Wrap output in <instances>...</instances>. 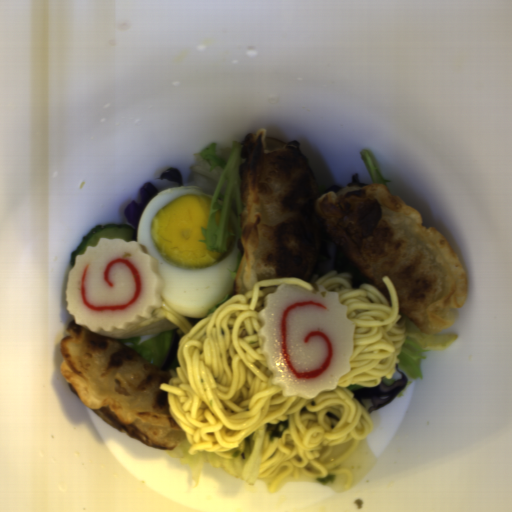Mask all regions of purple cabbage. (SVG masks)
Returning a JSON list of instances; mask_svg holds the SVG:
<instances>
[{
	"label": "purple cabbage",
	"instance_id": "c1f60e8f",
	"mask_svg": "<svg viewBox=\"0 0 512 512\" xmlns=\"http://www.w3.org/2000/svg\"><path fill=\"white\" fill-rule=\"evenodd\" d=\"M395 370L400 374V379L386 385L382 381L374 387H364L353 392V397L358 400L364 407L363 400H370L371 405L366 410L368 413L379 410L380 408L391 403L393 399L402 392L405 388L408 378L399 370L398 362L395 365Z\"/></svg>",
	"mask_w": 512,
	"mask_h": 512
},
{
	"label": "purple cabbage",
	"instance_id": "06f8d472",
	"mask_svg": "<svg viewBox=\"0 0 512 512\" xmlns=\"http://www.w3.org/2000/svg\"><path fill=\"white\" fill-rule=\"evenodd\" d=\"M351 183H360V181H359V175H358L357 173H356L355 175H353V176H352L350 184H351Z\"/></svg>",
	"mask_w": 512,
	"mask_h": 512
},
{
	"label": "purple cabbage",
	"instance_id": "9ea6ddef",
	"mask_svg": "<svg viewBox=\"0 0 512 512\" xmlns=\"http://www.w3.org/2000/svg\"><path fill=\"white\" fill-rule=\"evenodd\" d=\"M159 180H168L173 181L181 186H184L183 174L177 167H169L165 171L161 173V175L157 178Z\"/></svg>",
	"mask_w": 512,
	"mask_h": 512
},
{
	"label": "purple cabbage",
	"instance_id": "8b30caba",
	"mask_svg": "<svg viewBox=\"0 0 512 512\" xmlns=\"http://www.w3.org/2000/svg\"><path fill=\"white\" fill-rule=\"evenodd\" d=\"M341 189H343V188H342V187H340V186H338V185L330 186V187L326 190L325 194H326V193H328V192H334V193H335V192H337V191H339V190H341Z\"/></svg>",
	"mask_w": 512,
	"mask_h": 512
},
{
	"label": "purple cabbage",
	"instance_id": "f65ffa83",
	"mask_svg": "<svg viewBox=\"0 0 512 512\" xmlns=\"http://www.w3.org/2000/svg\"><path fill=\"white\" fill-rule=\"evenodd\" d=\"M336 254L337 245L322 230L318 243L315 264L311 275L306 281L309 283L310 281H312L314 276L318 278L319 276L326 272L333 271Z\"/></svg>",
	"mask_w": 512,
	"mask_h": 512
},
{
	"label": "purple cabbage",
	"instance_id": "ea28d5fd",
	"mask_svg": "<svg viewBox=\"0 0 512 512\" xmlns=\"http://www.w3.org/2000/svg\"><path fill=\"white\" fill-rule=\"evenodd\" d=\"M141 197L140 202L136 203L132 200L123 210V214L131 224V234L133 242H138V229L140 217L147 205V203L157 194L161 193L153 183L146 182L140 189Z\"/></svg>",
	"mask_w": 512,
	"mask_h": 512
},
{
	"label": "purple cabbage",
	"instance_id": "39781b68",
	"mask_svg": "<svg viewBox=\"0 0 512 512\" xmlns=\"http://www.w3.org/2000/svg\"><path fill=\"white\" fill-rule=\"evenodd\" d=\"M180 339L181 338H180L179 334L174 329L173 337L170 342L167 355L159 369L165 370L166 372L168 371L169 367L171 366L173 361L178 356V343H179Z\"/></svg>",
	"mask_w": 512,
	"mask_h": 512
}]
</instances>
